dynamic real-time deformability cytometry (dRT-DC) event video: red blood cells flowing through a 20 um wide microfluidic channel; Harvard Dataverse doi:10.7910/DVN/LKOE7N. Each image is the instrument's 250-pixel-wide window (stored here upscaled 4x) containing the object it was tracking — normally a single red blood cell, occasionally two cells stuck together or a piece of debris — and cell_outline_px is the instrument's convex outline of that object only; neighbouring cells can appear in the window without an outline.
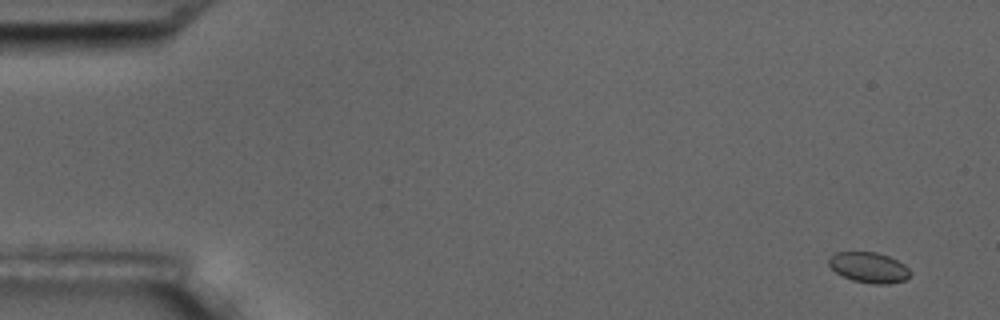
{"species": "common noctule bat (a hibernating species)", "species_latin": "Nyctalus noctula", "temperature_condition": "room temperature", "stored_images_in_passage": 53, "camera_frame_rate_fps": 3000, "um_per_image_px": 0.085, "animal": {"sex": "male", "body_mass_g": 17.5, "forearm_length_mm": 52.3}, "frame": {"image": 1, "passage_image": 1, "time_ms": 0.0, "image_size_px": [1000, 320], "cell_outline_px": [[908, 276], [900, 280], [860, 280], [848, 276], [832, 268], [832, 264], [848, 252], [868, 252], [884, 256], [900, 264], [908, 272]], "centroid_in_image_um": [73.92, 22.7], "position_along_channel_um": 11.1, "area_um2": 11.39}}
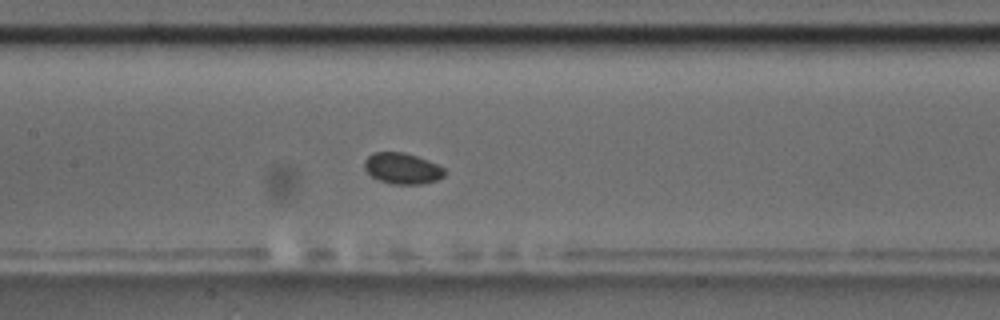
{"frame": {"image": 2, "passage_image": 25, "time_ms": 8.0, "image_size_px": [1000, 320], "cell_outline_px": [[444, 172], [440, 176], [432, 180], [384, 180], [376, 176], [368, 168], [368, 160], [372, 156], [380, 152], [396, 152], [412, 156], [432, 164], [440, 168]], "centroid_in_image_um": [34.18, 14.23], "position_along_channel_um": 173.2, "area_um2": 11.5}}
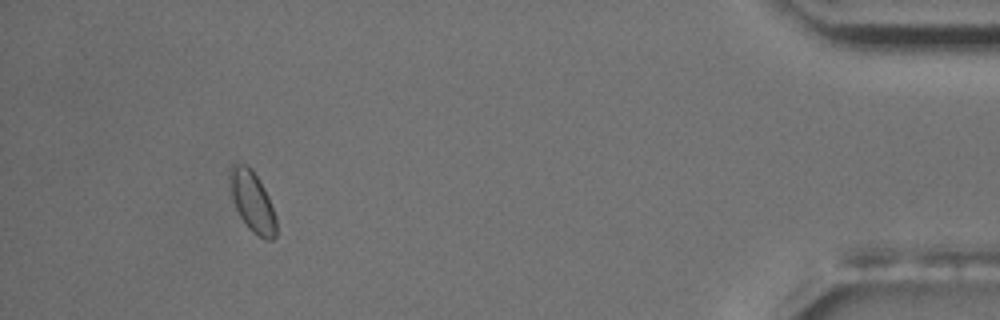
{"frame": {"image": 3, "passage_image": 50, "time_ms": 16.333, "image_size_px": [1000, 320], "cell_outline_px": [[276, 228], [272, 236], [256, 232], [244, 220], [236, 204], [236, 180], [248, 168], [252, 172], [260, 184], [268, 200], [272, 212]], "centroid_in_image_um": [21.61, 17.36], "position_along_channel_um": 413.6, "area_um2": 11.91}, "authors_computed_cell_mechanics": {"area_um2": 11.9068, "velocity_mm_per_s": 3.6371, "shape_relaxation_time_tau1_ms": null, "shape_relaxation_time_tau2_ms": 2.1568, "deformation_change_tau1": null, "deformation_change_tau2": 0.0391}}